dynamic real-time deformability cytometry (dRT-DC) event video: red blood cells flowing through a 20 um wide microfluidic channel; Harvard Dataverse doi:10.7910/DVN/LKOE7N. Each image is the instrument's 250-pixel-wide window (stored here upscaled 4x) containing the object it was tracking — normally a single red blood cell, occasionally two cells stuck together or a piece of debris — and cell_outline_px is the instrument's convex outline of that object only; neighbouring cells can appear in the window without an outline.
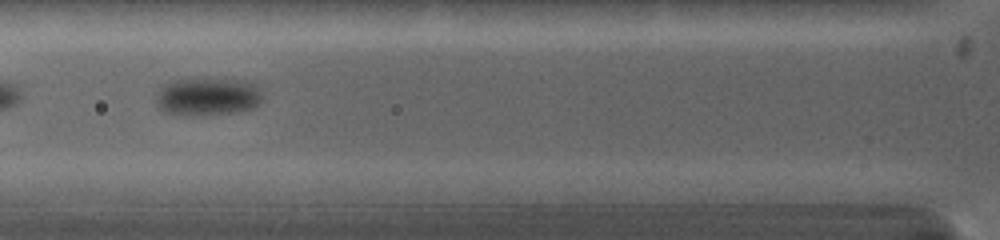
{"species": "common noctule bat (a hibernating species)", "species_latin": "Nyctalus noctula", "temperature_condition": "warm", "stored_images_in_passage": 11, "camera_frame_rate_fps": 5000, "um_per_image_px": 0.085, "animal": {"sex": "female", "body_mass_g": 19.0, "forearm_length_mm": 53.3}, "frame": {"image": 1, "passage_image": 5, "time_ms": 1.4, "image_size_px": [1000, 240], "cell_outline_px": [[260, 104], [252, 108], [236, 112], [184, 116], [164, 112], [160, 108], [156, 100], [156, 92], [168, 80], [244, 80], [256, 84], [260, 92]], "centroid_in_image_um": [17.61, 8.23], "position_along_channel_um": 108.2, "area_um2": 23.29}}